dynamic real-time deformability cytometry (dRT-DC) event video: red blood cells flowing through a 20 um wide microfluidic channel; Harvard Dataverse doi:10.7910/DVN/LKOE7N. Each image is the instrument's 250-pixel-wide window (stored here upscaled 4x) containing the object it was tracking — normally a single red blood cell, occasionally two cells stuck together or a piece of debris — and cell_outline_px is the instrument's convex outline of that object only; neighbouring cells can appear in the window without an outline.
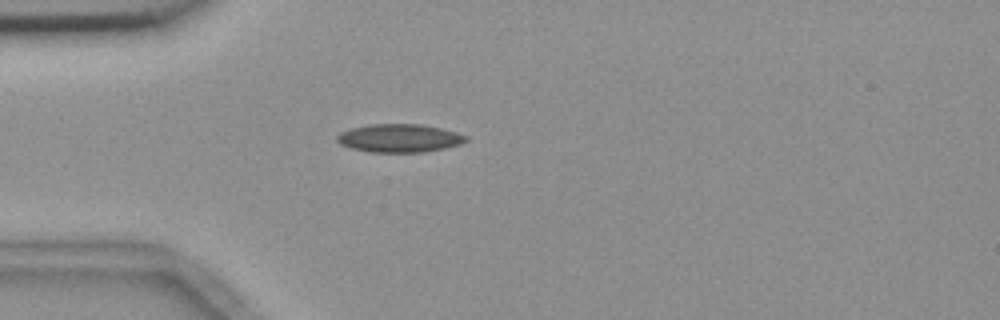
{"species": "common noctule bat (a hibernating species)", "species_latin": "Nyctalus noctula", "temperature_condition": "room temperature", "stored_images_in_passage": 33, "camera_frame_rate_fps": 3000, "um_per_image_px": 0.085, "animal": {"sex": "female", "body_mass_g": 18.4}, "frame": {"image": 1, "passage_image": 1, "time_ms": 0.0, "image_size_px": [1000, 320], "cell_outline_px": [[468, 140], [460, 144], [444, 148], [424, 152], [372, 152], [352, 148], [340, 144], [336, 140], [336, 136], [340, 132], [352, 128], [372, 124], [420, 124], [440, 128], [456, 132], [468, 136]], "centroid_in_image_um": [33.95, 11.74], "position_along_channel_um": 51.0, "area_um2": 21.1}}
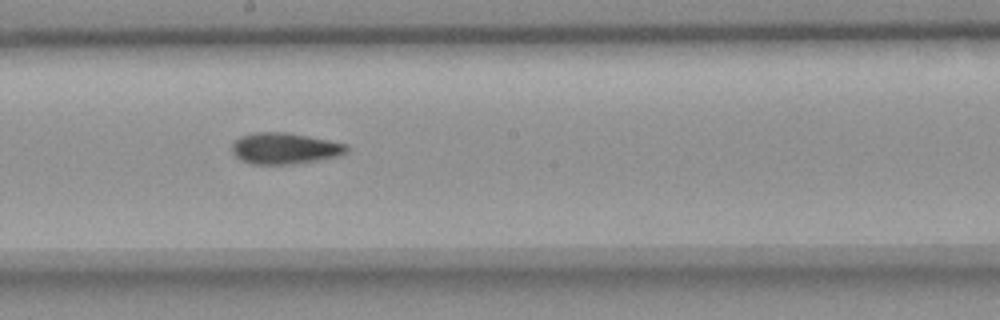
{"frame": {"image": 2, "passage_image": 16, "time_ms": 5.0, "image_size_px": [1000, 320], "cell_outline_px": [[348, 148], [344, 152], [336, 156], [288, 164], [252, 164], [236, 156], [232, 152], [232, 144], [240, 136], [252, 132], [284, 132], [308, 136], [328, 140], [344, 144]], "centroid_in_image_um": [24.12, 12.59], "position_along_channel_um": 224.1, "area_um2": 20.29}}
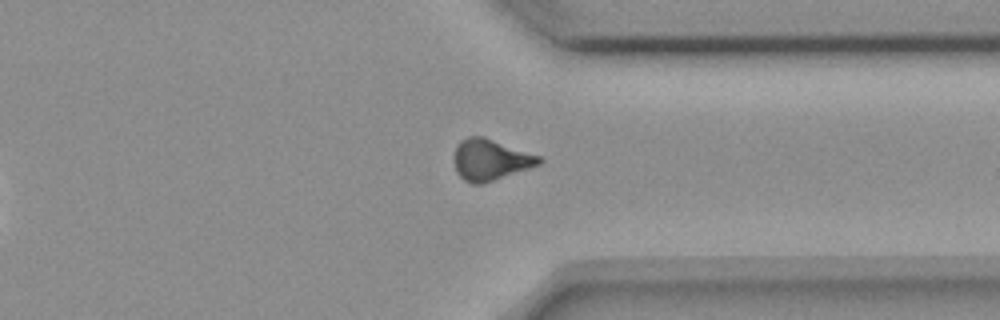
{"frame": {"image": 3, "passage_image": 28, "time_ms": 9.0, "image_size_px": [1000, 320], "cell_outline_px": [[544, 160], [540, 164], [480, 184], [472, 184], [464, 180], [456, 172], [452, 160], [456, 144], [460, 140], [468, 136], [484, 136], [540, 156]], "centroid_in_image_um": [41.62, 13.55], "position_along_channel_um": 369.8, "area_um2": 20.4}, "authors_computed_cell_mechanics": {"area_um2": 20.1722, "velocity_mm_per_s": 3.6674, "shape_relaxation_time_tau1_ms": null, "shape_relaxation_time_tau2_ms": 6.1006, "deformation_change_tau1": null, "deformation_change_tau2": 0.1202}}